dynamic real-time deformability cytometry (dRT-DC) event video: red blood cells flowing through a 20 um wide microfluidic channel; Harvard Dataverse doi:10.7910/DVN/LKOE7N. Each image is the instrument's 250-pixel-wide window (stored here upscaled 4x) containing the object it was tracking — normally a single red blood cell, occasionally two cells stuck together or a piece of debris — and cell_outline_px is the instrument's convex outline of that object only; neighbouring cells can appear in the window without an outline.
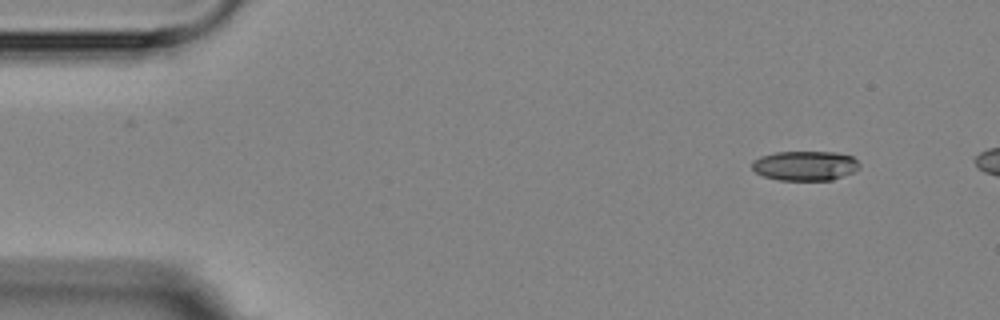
{"species": "Egyptian fruit bat (a non-hibernating species)", "species_latin": "Rousettus aegyptiacus", "temperature_condition": "room temperature", "stored_images_in_passage": 4, "camera_frame_rate_fps": 3000, "um_per_image_px": 0.085, "animal": {"sex": "female"}, "frame": {"image": 1, "passage_image": 1, "time_ms": 0.0, "image_size_px": [1000, 320], "cell_outline_px": [[860, 168], [856, 172], [832, 180], [780, 180], [764, 176], [756, 172], [752, 168], [752, 160], [760, 156], [776, 152], [836, 152], [852, 156], [860, 164]], "centroid_in_image_um": [68.46, 14.08], "position_along_channel_um": 16.5, "area_um2": 18.73}}